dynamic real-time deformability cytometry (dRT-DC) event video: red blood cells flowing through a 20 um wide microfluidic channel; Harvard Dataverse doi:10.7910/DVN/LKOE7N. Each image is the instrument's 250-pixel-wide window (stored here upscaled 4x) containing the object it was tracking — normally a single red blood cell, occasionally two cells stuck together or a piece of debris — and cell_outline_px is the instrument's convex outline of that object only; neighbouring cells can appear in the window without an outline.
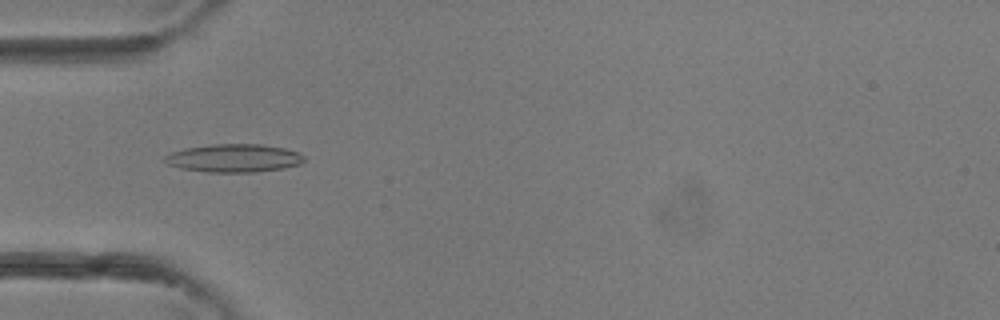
{"species": "common noctule bat (a hibernating species)", "species_latin": "Nyctalus noctula", "temperature_condition": "room temperature", "stored_images_in_passage": 3, "camera_frame_rate_fps": 3000, "um_per_image_px": 0.085, "animal": {"sex": "female"}, "frame": {"image": 1, "passage_image": 2, "time_ms": 0.333, "image_size_px": [1000, 320], "cell_outline_px": [[304, 160], [300, 164], [284, 168], [256, 172], [208, 172], [180, 168], [168, 164], [160, 160], [164, 156], [172, 152], [184, 148], [212, 144], [260, 144], [284, 148], [300, 152], [304, 156]], "centroid_in_image_um": [19.87, 13.44], "position_along_channel_um": 65.1, "area_um2": 23.0}}
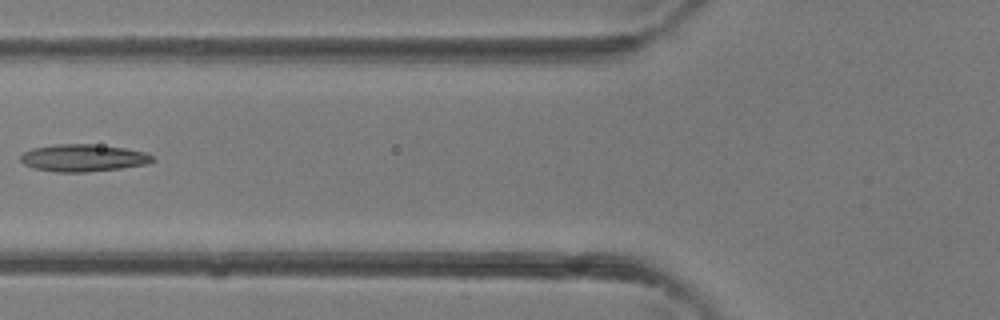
{"frame": {"image": 2, "passage_image": 3, "time_ms": 0.667, "image_size_px": [1000, 320], "cell_outline_px": [[156, 160], [148, 164], [120, 168], [88, 172], [56, 172], [32, 168], [24, 164], [20, 160], [20, 156], [24, 152], [32, 148], [56, 144], [92, 144], [124, 148], [144, 152], [152, 156]], "centroid_in_image_um": [7.05, 13.43], "position_along_channel_um": 118.7, "area_um2": 20.98}}